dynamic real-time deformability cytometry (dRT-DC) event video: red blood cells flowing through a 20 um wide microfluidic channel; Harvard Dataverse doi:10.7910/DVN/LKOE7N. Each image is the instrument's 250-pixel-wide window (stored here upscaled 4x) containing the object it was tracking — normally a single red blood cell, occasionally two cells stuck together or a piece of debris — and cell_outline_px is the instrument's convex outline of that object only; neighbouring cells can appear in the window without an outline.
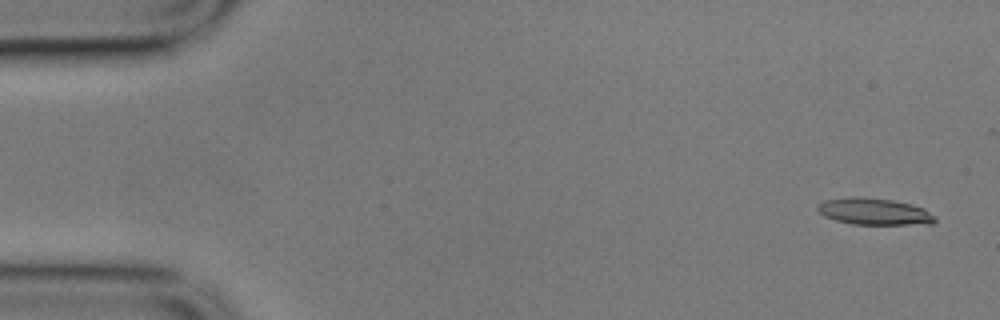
{"species": "common noctule bat (a hibernating species)", "species_latin": "Nyctalus noctula", "temperature_condition": "cold", "stored_images_in_passage": 47, "camera_frame_rate_fps": 3000, "um_per_image_px": 0.085, "animal": {"sex": "male", "body_mass_g": 17.9}, "frame": {"image": 1, "passage_image": 3, "time_ms": 0.667, "image_size_px": [1000, 320], "cell_outline_px": [[936, 220], [932, 224], [852, 224], [836, 220], [824, 216], [816, 208], [824, 200], [848, 196], [864, 196], [892, 200], [912, 204], [924, 208]], "centroid_in_image_um": [74.28, 17.96], "position_along_channel_um": 10.7, "area_um2": 18.26}}
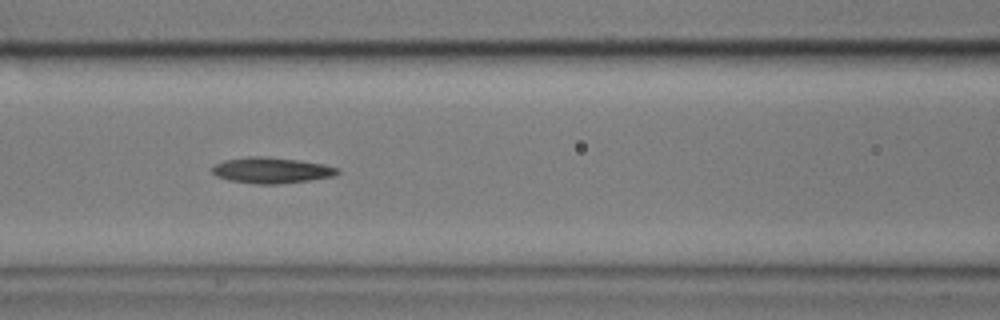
{"frame": {"image": 2, "passage_image": 25, "time_ms": 8.0, "image_size_px": [1000, 320], "cell_outline_px": [[340, 172], [336, 176], [308, 180], [276, 184], [256, 184], [228, 180], [216, 176], [212, 172], [212, 164], [224, 160], [248, 156], [264, 156], [300, 160], [324, 164], [340, 168]], "centroid_in_image_um": [23.07, 14.46], "position_along_channel_um": 143.5, "area_um2": 19.13}}
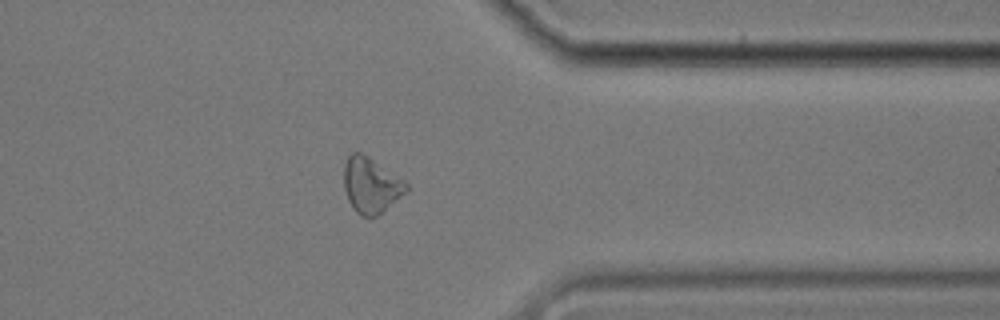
{"frame": {"image": 3, "passage_image": 46, "time_ms": 15.0, "image_size_px": [1000, 320], "cell_outline_px": [[408, 192], [376, 216], [368, 220], [360, 216], [352, 208], [348, 200], [344, 188], [344, 164], [348, 156], [352, 152], [360, 152], [368, 156], [404, 180], [408, 184]], "centroid_in_image_um": [31.52, 15.77], "position_along_channel_um": 379.9, "area_um2": 20.4}}